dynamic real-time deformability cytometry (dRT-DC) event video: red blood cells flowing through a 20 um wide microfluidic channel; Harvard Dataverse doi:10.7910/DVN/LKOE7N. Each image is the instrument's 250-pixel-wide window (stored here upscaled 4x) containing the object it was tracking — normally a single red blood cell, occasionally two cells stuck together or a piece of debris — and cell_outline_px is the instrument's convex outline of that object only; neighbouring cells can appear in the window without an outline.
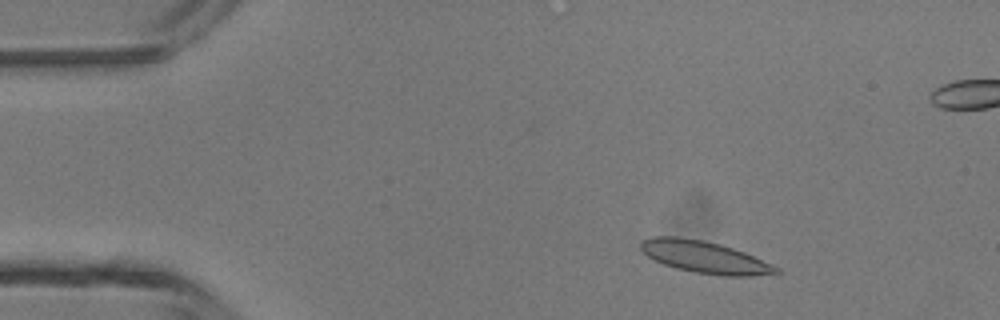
{"species": "common noctule bat (a hibernating species)", "species_latin": "Nyctalus noctula", "temperature_condition": "room temperature", "stored_images_in_passage": 46, "camera_frame_rate_fps": 3000, "um_per_image_px": 0.085, "animal": {"sex": "male", "body_mass_g": 13.3}, "frame": {"image": 1, "passage_image": 5, "time_ms": 1.333, "image_size_px": [1000, 320], "cell_outline_px": [[780, 272], [752, 276], [724, 276], [692, 272], [676, 268], [652, 260], [640, 248], [640, 240], [652, 236], [676, 236], [704, 240], [720, 244], [744, 252], [772, 264], [780, 268]], "centroid_in_image_um": [59.86, 21.85], "position_along_channel_um": 25.1, "area_um2": 25.37}}
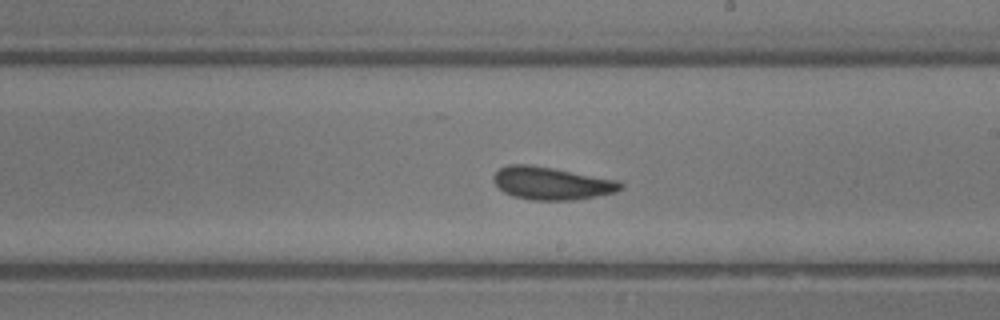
{"frame": {"image": 2, "passage_image": 25, "time_ms": 8.0, "image_size_px": [1000, 320], "cell_outline_px": [[624, 188], [616, 192], [596, 196], [572, 200], [532, 200], [512, 196], [504, 192], [492, 180], [492, 176], [500, 168], [508, 164], [528, 164], [552, 168], [620, 180], [624, 184]], "centroid_in_image_um": [46.9, 15.58], "position_along_channel_um": 242.1, "area_um2": 24.33}}
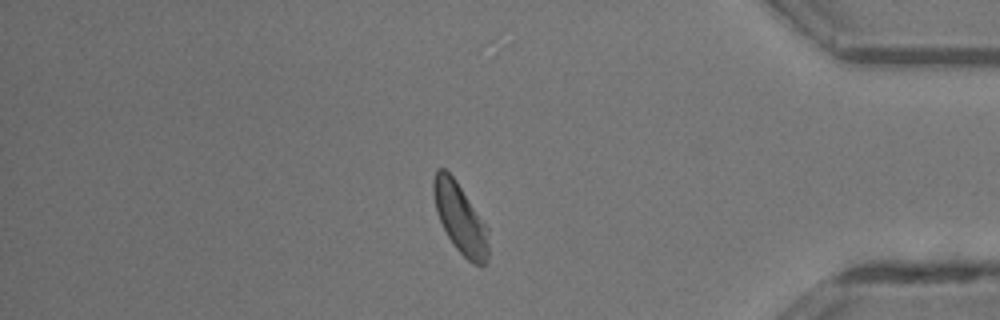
{"frame": {"image": 3, "passage_image": 38, "time_ms": 12.333, "image_size_px": [1000, 320], "cell_outline_px": [[488, 256], [484, 264], [480, 268], [472, 264], [456, 248], [448, 236], [436, 212], [432, 192], [432, 180], [436, 168], [444, 168], [456, 180], [488, 228]], "centroid_in_image_um": [39.1, 18.55], "position_along_channel_um": 396.1, "area_um2": 22.43}, "authors_computed_cell_mechanics": {"area_um2": 24.0159, "velocity_mm_per_s": 4.3263, "shape_relaxation_time_tau1_ms": 2.4503, "shape_relaxation_time_tau2_ms": 1.1626, "deformation_change_tau1": 0.088, "deformation_change_tau2": 0.053}}